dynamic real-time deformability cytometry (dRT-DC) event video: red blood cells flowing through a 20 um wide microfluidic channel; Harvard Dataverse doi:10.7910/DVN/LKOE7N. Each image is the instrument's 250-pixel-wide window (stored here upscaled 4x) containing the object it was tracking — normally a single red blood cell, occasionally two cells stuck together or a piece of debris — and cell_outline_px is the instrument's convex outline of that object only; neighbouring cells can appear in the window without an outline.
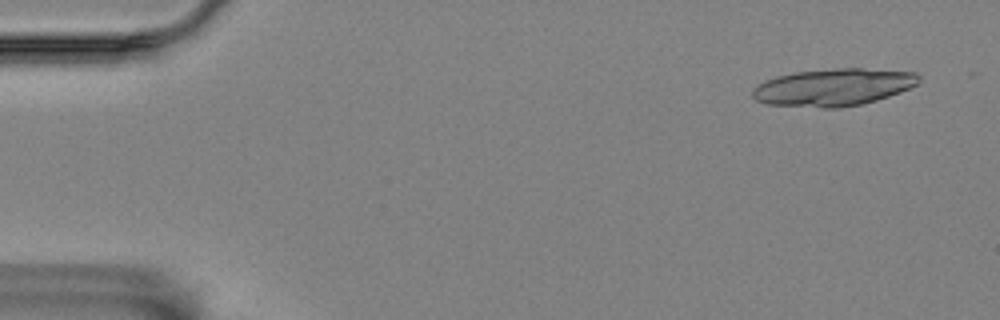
{"species": "Egyptian fruit bat (a non-hibernating species)", "species_latin": "Rousettus aegyptiacus", "temperature_condition": "room temperature", "stored_images_in_passage": 6, "camera_frame_rate_fps": 3000, "um_per_image_px": 0.085, "animal": {"sex": "female"}, "frame": {"image": 1, "passage_image": 1, "time_ms": 0.0, "image_size_px": [1000, 320], "cell_outline_px": [[920, 80], [916, 84], [900, 92], [876, 100], [860, 104], [840, 108], [824, 108], [768, 104], [756, 100], [752, 96], [752, 88], [764, 80], [776, 76], [792, 72], [836, 68], [860, 68], [916, 72], [920, 76]], "centroid_in_image_um": [70.81, 7.41], "position_along_channel_um": 14.2, "area_um2": 36.24}}